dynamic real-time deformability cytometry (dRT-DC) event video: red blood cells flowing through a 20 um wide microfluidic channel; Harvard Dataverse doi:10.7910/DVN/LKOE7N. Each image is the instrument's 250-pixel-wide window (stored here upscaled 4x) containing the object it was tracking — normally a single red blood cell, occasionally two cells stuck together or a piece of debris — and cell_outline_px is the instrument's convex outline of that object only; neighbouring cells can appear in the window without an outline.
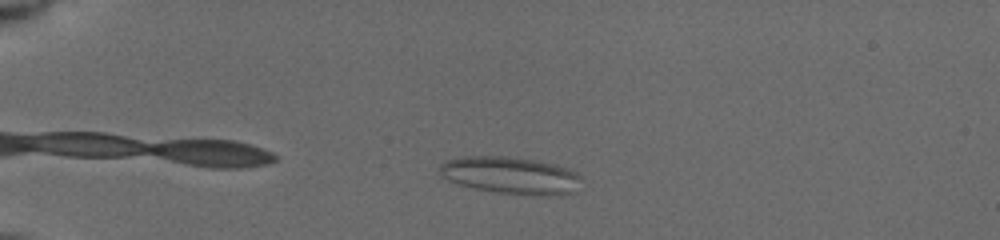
{"species": "common noctule bat (a hibernating species)", "species_latin": "Nyctalus noctula", "temperature_condition": "cold", "stored_images_in_passage": 41, "camera_frame_rate_fps": 3000, "um_per_image_px": 0.085, "animal": {"sex": "female", "body_mass_g": 19.5, "forearm_length_mm": 54.1}, "frame": {"image": 1, "passage_image": 7, "time_ms": 2.333, "image_size_px": [1000, 240], "cell_outline_px": [[580, 176], [576, 192], [536, 196], [496, 192], [476, 188], [460, 184], [448, 180], [440, 172], [440, 164], [448, 160], [468, 156], [508, 156], [536, 160], [556, 164], [576, 172]], "centroid_in_image_um": [43.43, 14.9], "position_along_channel_um": 41.6, "area_um2": 30.4}}
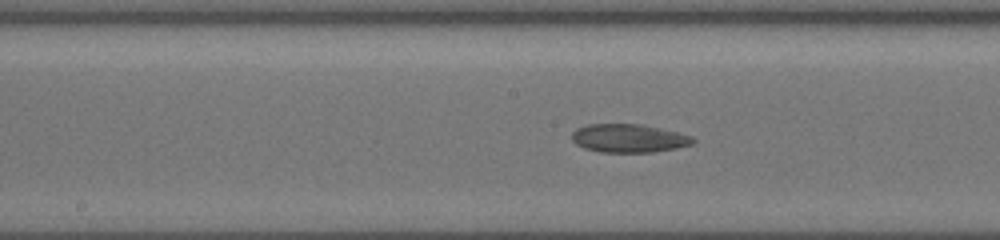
{"frame": {"image": 2, "passage_image": 23, "time_ms": 7.667, "image_size_px": [1000, 240], "cell_outline_px": [[696, 140], [692, 144], [676, 148], [652, 152], [600, 152], [584, 148], [576, 144], [572, 140], [572, 132], [576, 128], [588, 124], [640, 124], [676, 132], [692, 136]], "centroid_in_image_um": [53.41, 11.75], "position_along_channel_um": 194.8, "area_um2": 19.94}}
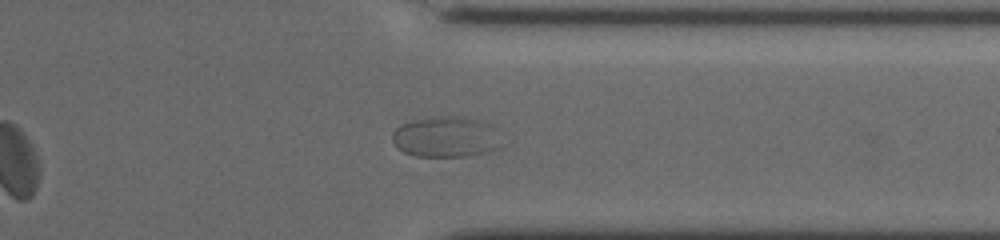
{"frame": {"image": 3, "passage_image": 37, "time_ms": 12.333, "image_size_px": [1000, 240], "cell_outline_px": [[500, 148], [488, 152], [468, 156], [416, 156], [404, 152], [392, 140], [392, 132], [400, 124], [416, 120], [436, 116], [456, 116], [480, 120], [488, 124]], "centroid_in_image_um": [37.83, 11.64], "position_along_channel_um": 373.6, "area_um2": 25.26}}